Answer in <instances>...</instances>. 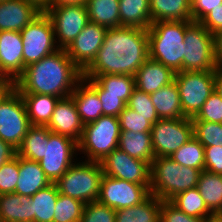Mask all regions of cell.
I'll use <instances>...</instances> for the list:
<instances>
[{
  "instance_id": "15",
  "label": "cell",
  "mask_w": 222,
  "mask_h": 222,
  "mask_svg": "<svg viewBox=\"0 0 222 222\" xmlns=\"http://www.w3.org/2000/svg\"><path fill=\"white\" fill-rule=\"evenodd\" d=\"M104 175L151 187V164L115 148L101 162Z\"/></svg>"
},
{
  "instance_id": "14",
  "label": "cell",
  "mask_w": 222,
  "mask_h": 222,
  "mask_svg": "<svg viewBox=\"0 0 222 222\" xmlns=\"http://www.w3.org/2000/svg\"><path fill=\"white\" fill-rule=\"evenodd\" d=\"M150 188L104 175L101 181L98 202L115 211L132 207L142 203L151 195Z\"/></svg>"
},
{
  "instance_id": "31",
  "label": "cell",
  "mask_w": 222,
  "mask_h": 222,
  "mask_svg": "<svg viewBox=\"0 0 222 222\" xmlns=\"http://www.w3.org/2000/svg\"><path fill=\"white\" fill-rule=\"evenodd\" d=\"M89 22L107 29L120 27L119 0H87Z\"/></svg>"
},
{
  "instance_id": "9",
  "label": "cell",
  "mask_w": 222,
  "mask_h": 222,
  "mask_svg": "<svg viewBox=\"0 0 222 222\" xmlns=\"http://www.w3.org/2000/svg\"><path fill=\"white\" fill-rule=\"evenodd\" d=\"M20 32L23 41V73L28 65L60 49L56 45L51 20L44 11Z\"/></svg>"
},
{
  "instance_id": "36",
  "label": "cell",
  "mask_w": 222,
  "mask_h": 222,
  "mask_svg": "<svg viewBox=\"0 0 222 222\" xmlns=\"http://www.w3.org/2000/svg\"><path fill=\"white\" fill-rule=\"evenodd\" d=\"M170 158L181 166L204 170V146L194 136L176 150Z\"/></svg>"
},
{
  "instance_id": "17",
  "label": "cell",
  "mask_w": 222,
  "mask_h": 222,
  "mask_svg": "<svg viewBox=\"0 0 222 222\" xmlns=\"http://www.w3.org/2000/svg\"><path fill=\"white\" fill-rule=\"evenodd\" d=\"M52 133L69 137L79 142L84 124L81 122L76 104L71 96L59 99L51 120L46 126Z\"/></svg>"
},
{
  "instance_id": "25",
  "label": "cell",
  "mask_w": 222,
  "mask_h": 222,
  "mask_svg": "<svg viewBox=\"0 0 222 222\" xmlns=\"http://www.w3.org/2000/svg\"><path fill=\"white\" fill-rule=\"evenodd\" d=\"M77 107L81 122L87 124L102 115V103L98 94L82 79L70 95Z\"/></svg>"
},
{
  "instance_id": "34",
  "label": "cell",
  "mask_w": 222,
  "mask_h": 222,
  "mask_svg": "<svg viewBox=\"0 0 222 222\" xmlns=\"http://www.w3.org/2000/svg\"><path fill=\"white\" fill-rule=\"evenodd\" d=\"M51 133L46 126H31L17 149V155L40 162L44 157L45 138Z\"/></svg>"
},
{
  "instance_id": "30",
  "label": "cell",
  "mask_w": 222,
  "mask_h": 222,
  "mask_svg": "<svg viewBox=\"0 0 222 222\" xmlns=\"http://www.w3.org/2000/svg\"><path fill=\"white\" fill-rule=\"evenodd\" d=\"M161 203L151 194L140 204L116 210L115 222H160Z\"/></svg>"
},
{
  "instance_id": "32",
  "label": "cell",
  "mask_w": 222,
  "mask_h": 222,
  "mask_svg": "<svg viewBox=\"0 0 222 222\" xmlns=\"http://www.w3.org/2000/svg\"><path fill=\"white\" fill-rule=\"evenodd\" d=\"M197 189L212 213H222V174L202 170Z\"/></svg>"
},
{
  "instance_id": "12",
  "label": "cell",
  "mask_w": 222,
  "mask_h": 222,
  "mask_svg": "<svg viewBox=\"0 0 222 222\" xmlns=\"http://www.w3.org/2000/svg\"><path fill=\"white\" fill-rule=\"evenodd\" d=\"M44 12L51 20L60 49H66L89 23L84 3L49 7Z\"/></svg>"
},
{
  "instance_id": "44",
  "label": "cell",
  "mask_w": 222,
  "mask_h": 222,
  "mask_svg": "<svg viewBox=\"0 0 222 222\" xmlns=\"http://www.w3.org/2000/svg\"><path fill=\"white\" fill-rule=\"evenodd\" d=\"M160 222H202V218L189 216L178 209L170 201H162Z\"/></svg>"
},
{
  "instance_id": "49",
  "label": "cell",
  "mask_w": 222,
  "mask_h": 222,
  "mask_svg": "<svg viewBox=\"0 0 222 222\" xmlns=\"http://www.w3.org/2000/svg\"><path fill=\"white\" fill-rule=\"evenodd\" d=\"M17 150L0 138V167L15 157Z\"/></svg>"
},
{
  "instance_id": "35",
  "label": "cell",
  "mask_w": 222,
  "mask_h": 222,
  "mask_svg": "<svg viewBox=\"0 0 222 222\" xmlns=\"http://www.w3.org/2000/svg\"><path fill=\"white\" fill-rule=\"evenodd\" d=\"M169 201L189 216L204 218L213 214L207 208L197 187L180 192Z\"/></svg>"
},
{
  "instance_id": "47",
  "label": "cell",
  "mask_w": 222,
  "mask_h": 222,
  "mask_svg": "<svg viewBox=\"0 0 222 222\" xmlns=\"http://www.w3.org/2000/svg\"><path fill=\"white\" fill-rule=\"evenodd\" d=\"M222 4V0H191L192 21L200 22L211 10Z\"/></svg>"
},
{
  "instance_id": "11",
  "label": "cell",
  "mask_w": 222,
  "mask_h": 222,
  "mask_svg": "<svg viewBox=\"0 0 222 222\" xmlns=\"http://www.w3.org/2000/svg\"><path fill=\"white\" fill-rule=\"evenodd\" d=\"M193 136L191 118L159 119L151 129L154 156L170 157Z\"/></svg>"
},
{
  "instance_id": "43",
  "label": "cell",
  "mask_w": 222,
  "mask_h": 222,
  "mask_svg": "<svg viewBox=\"0 0 222 222\" xmlns=\"http://www.w3.org/2000/svg\"><path fill=\"white\" fill-rule=\"evenodd\" d=\"M116 211L98 201L85 204L80 222H115Z\"/></svg>"
},
{
  "instance_id": "55",
  "label": "cell",
  "mask_w": 222,
  "mask_h": 222,
  "mask_svg": "<svg viewBox=\"0 0 222 222\" xmlns=\"http://www.w3.org/2000/svg\"><path fill=\"white\" fill-rule=\"evenodd\" d=\"M202 222H222V213H213L210 216L204 217Z\"/></svg>"
},
{
  "instance_id": "2",
  "label": "cell",
  "mask_w": 222,
  "mask_h": 222,
  "mask_svg": "<svg viewBox=\"0 0 222 222\" xmlns=\"http://www.w3.org/2000/svg\"><path fill=\"white\" fill-rule=\"evenodd\" d=\"M82 78V70L65 49H59L25 67L24 73L15 81V88L20 94L51 95L62 99L72 94Z\"/></svg>"
},
{
  "instance_id": "23",
  "label": "cell",
  "mask_w": 222,
  "mask_h": 222,
  "mask_svg": "<svg viewBox=\"0 0 222 222\" xmlns=\"http://www.w3.org/2000/svg\"><path fill=\"white\" fill-rule=\"evenodd\" d=\"M31 197L16 193L0 194V222H34Z\"/></svg>"
},
{
  "instance_id": "3",
  "label": "cell",
  "mask_w": 222,
  "mask_h": 222,
  "mask_svg": "<svg viewBox=\"0 0 222 222\" xmlns=\"http://www.w3.org/2000/svg\"><path fill=\"white\" fill-rule=\"evenodd\" d=\"M193 21H156L148 31L149 58L174 73L183 71L186 28Z\"/></svg>"
},
{
  "instance_id": "45",
  "label": "cell",
  "mask_w": 222,
  "mask_h": 222,
  "mask_svg": "<svg viewBox=\"0 0 222 222\" xmlns=\"http://www.w3.org/2000/svg\"><path fill=\"white\" fill-rule=\"evenodd\" d=\"M102 103V112L106 116L118 117L125 109L126 103L122 100V95L98 94Z\"/></svg>"
},
{
  "instance_id": "52",
  "label": "cell",
  "mask_w": 222,
  "mask_h": 222,
  "mask_svg": "<svg viewBox=\"0 0 222 222\" xmlns=\"http://www.w3.org/2000/svg\"><path fill=\"white\" fill-rule=\"evenodd\" d=\"M15 87L14 81H0V102Z\"/></svg>"
},
{
  "instance_id": "7",
  "label": "cell",
  "mask_w": 222,
  "mask_h": 222,
  "mask_svg": "<svg viewBox=\"0 0 222 222\" xmlns=\"http://www.w3.org/2000/svg\"><path fill=\"white\" fill-rule=\"evenodd\" d=\"M183 71H215L214 35L200 22H192L185 31Z\"/></svg>"
},
{
  "instance_id": "28",
  "label": "cell",
  "mask_w": 222,
  "mask_h": 222,
  "mask_svg": "<svg viewBox=\"0 0 222 222\" xmlns=\"http://www.w3.org/2000/svg\"><path fill=\"white\" fill-rule=\"evenodd\" d=\"M118 148L129 156L151 164L154 156L151 132L121 131Z\"/></svg>"
},
{
  "instance_id": "18",
  "label": "cell",
  "mask_w": 222,
  "mask_h": 222,
  "mask_svg": "<svg viewBox=\"0 0 222 222\" xmlns=\"http://www.w3.org/2000/svg\"><path fill=\"white\" fill-rule=\"evenodd\" d=\"M0 67L14 82L23 74V41L19 31H0Z\"/></svg>"
},
{
  "instance_id": "20",
  "label": "cell",
  "mask_w": 222,
  "mask_h": 222,
  "mask_svg": "<svg viewBox=\"0 0 222 222\" xmlns=\"http://www.w3.org/2000/svg\"><path fill=\"white\" fill-rule=\"evenodd\" d=\"M174 76L175 73L170 68L148 58L134 75L135 87L151 94L173 82Z\"/></svg>"
},
{
  "instance_id": "46",
  "label": "cell",
  "mask_w": 222,
  "mask_h": 222,
  "mask_svg": "<svg viewBox=\"0 0 222 222\" xmlns=\"http://www.w3.org/2000/svg\"><path fill=\"white\" fill-rule=\"evenodd\" d=\"M204 152H205L204 170L216 174H222V147L207 146L204 147Z\"/></svg>"
},
{
  "instance_id": "29",
  "label": "cell",
  "mask_w": 222,
  "mask_h": 222,
  "mask_svg": "<svg viewBox=\"0 0 222 222\" xmlns=\"http://www.w3.org/2000/svg\"><path fill=\"white\" fill-rule=\"evenodd\" d=\"M26 112L33 126H47L60 98L51 95L21 94Z\"/></svg>"
},
{
  "instance_id": "26",
  "label": "cell",
  "mask_w": 222,
  "mask_h": 222,
  "mask_svg": "<svg viewBox=\"0 0 222 222\" xmlns=\"http://www.w3.org/2000/svg\"><path fill=\"white\" fill-rule=\"evenodd\" d=\"M151 22L192 21L191 0H150Z\"/></svg>"
},
{
  "instance_id": "40",
  "label": "cell",
  "mask_w": 222,
  "mask_h": 222,
  "mask_svg": "<svg viewBox=\"0 0 222 222\" xmlns=\"http://www.w3.org/2000/svg\"><path fill=\"white\" fill-rule=\"evenodd\" d=\"M118 118L121 131L151 132L152 124L148 121V117H143L127 106Z\"/></svg>"
},
{
  "instance_id": "24",
  "label": "cell",
  "mask_w": 222,
  "mask_h": 222,
  "mask_svg": "<svg viewBox=\"0 0 222 222\" xmlns=\"http://www.w3.org/2000/svg\"><path fill=\"white\" fill-rule=\"evenodd\" d=\"M150 98L159 119L186 118L182 111L179 90L175 81L151 93Z\"/></svg>"
},
{
  "instance_id": "56",
  "label": "cell",
  "mask_w": 222,
  "mask_h": 222,
  "mask_svg": "<svg viewBox=\"0 0 222 222\" xmlns=\"http://www.w3.org/2000/svg\"><path fill=\"white\" fill-rule=\"evenodd\" d=\"M0 81H13V80H11V79H7V78L3 75L2 71H1V67H0Z\"/></svg>"
},
{
  "instance_id": "42",
  "label": "cell",
  "mask_w": 222,
  "mask_h": 222,
  "mask_svg": "<svg viewBox=\"0 0 222 222\" xmlns=\"http://www.w3.org/2000/svg\"><path fill=\"white\" fill-rule=\"evenodd\" d=\"M192 121H208L222 124V98L214 90Z\"/></svg>"
},
{
  "instance_id": "37",
  "label": "cell",
  "mask_w": 222,
  "mask_h": 222,
  "mask_svg": "<svg viewBox=\"0 0 222 222\" xmlns=\"http://www.w3.org/2000/svg\"><path fill=\"white\" fill-rule=\"evenodd\" d=\"M85 204L80 200L58 194L53 222H80Z\"/></svg>"
},
{
  "instance_id": "54",
  "label": "cell",
  "mask_w": 222,
  "mask_h": 222,
  "mask_svg": "<svg viewBox=\"0 0 222 222\" xmlns=\"http://www.w3.org/2000/svg\"><path fill=\"white\" fill-rule=\"evenodd\" d=\"M34 4L39 10L45 11L49 8V0H26Z\"/></svg>"
},
{
  "instance_id": "8",
  "label": "cell",
  "mask_w": 222,
  "mask_h": 222,
  "mask_svg": "<svg viewBox=\"0 0 222 222\" xmlns=\"http://www.w3.org/2000/svg\"><path fill=\"white\" fill-rule=\"evenodd\" d=\"M214 72L180 71L175 73L174 81L179 90L182 111L186 118H194L215 90Z\"/></svg>"
},
{
  "instance_id": "39",
  "label": "cell",
  "mask_w": 222,
  "mask_h": 222,
  "mask_svg": "<svg viewBox=\"0 0 222 222\" xmlns=\"http://www.w3.org/2000/svg\"><path fill=\"white\" fill-rule=\"evenodd\" d=\"M126 106L143 117H148V121L152 125L159 120L154 104L151 101L150 94L144 93L136 87L133 89L132 95Z\"/></svg>"
},
{
  "instance_id": "50",
  "label": "cell",
  "mask_w": 222,
  "mask_h": 222,
  "mask_svg": "<svg viewBox=\"0 0 222 222\" xmlns=\"http://www.w3.org/2000/svg\"><path fill=\"white\" fill-rule=\"evenodd\" d=\"M214 50L217 66L222 67V31L214 35Z\"/></svg>"
},
{
  "instance_id": "19",
  "label": "cell",
  "mask_w": 222,
  "mask_h": 222,
  "mask_svg": "<svg viewBox=\"0 0 222 222\" xmlns=\"http://www.w3.org/2000/svg\"><path fill=\"white\" fill-rule=\"evenodd\" d=\"M42 11L26 0L0 1V31H21Z\"/></svg>"
},
{
  "instance_id": "6",
  "label": "cell",
  "mask_w": 222,
  "mask_h": 222,
  "mask_svg": "<svg viewBox=\"0 0 222 222\" xmlns=\"http://www.w3.org/2000/svg\"><path fill=\"white\" fill-rule=\"evenodd\" d=\"M120 122L115 116L102 115L98 120L84 124L78 151L87 156V161L101 162L118 148Z\"/></svg>"
},
{
  "instance_id": "10",
  "label": "cell",
  "mask_w": 222,
  "mask_h": 222,
  "mask_svg": "<svg viewBox=\"0 0 222 222\" xmlns=\"http://www.w3.org/2000/svg\"><path fill=\"white\" fill-rule=\"evenodd\" d=\"M31 126L25 103L14 87L0 102V138L17 150Z\"/></svg>"
},
{
  "instance_id": "51",
  "label": "cell",
  "mask_w": 222,
  "mask_h": 222,
  "mask_svg": "<svg viewBox=\"0 0 222 222\" xmlns=\"http://www.w3.org/2000/svg\"><path fill=\"white\" fill-rule=\"evenodd\" d=\"M214 87L215 91L222 98V67L217 66L214 72Z\"/></svg>"
},
{
  "instance_id": "22",
  "label": "cell",
  "mask_w": 222,
  "mask_h": 222,
  "mask_svg": "<svg viewBox=\"0 0 222 222\" xmlns=\"http://www.w3.org/2000/svg\"><path fill=\"white\" fill-rule=\"evenodd\" d=\"M97 94L122 95L127 104L133 89L135 77L131 75L103 74L95 78H82Z\"/></svg>"
},
{
  "instance_id": "1",
  "label": "cell",
  "mask_w": 222,
  "mask_h": 222,
  "mask_svg": "<svg viewBox=\"0 0 222 222\" xmlns=\"http://www.w3.org/2000/svg\"><path fill=\"white\" fill-rule=\"evenodd\" d=\"M149 58L148 31L134 27L108 29L96 58L83 71V78L116 74L134 76Z\"/></svg>"
},
{
  "instance_id": "4",
  "label": "cell",
  "mask_w": 222,
  "mask_h": 222,
  "mask_svg": "<svg viewBox=\"0 0 222 222\" xmlns=\"http://www.w3.org/2000/svg\"><path fill=\"white\" fill-rule=\"evenodd\" d=\"M201 170L181 166L170 157H155L151 162L150 193L162 201L197 187Z\"/></svg>"
},
{
  "instance_id": "38",
  "label": "cell",
  "mask_w": 222,
  "mask_h": 222,
  "mask_svg": "<svg viewBox=\"0 0 222 222\" xmlns=\"http://www.w3.org/2000/svg\"><path fill=\"white\" fill-rule=\"evenodd\" d=\"M194 137L204 146L222 147V124L208 121H192Z\"/></svg>"
},
{
  "instance_id": "21",
  "label": "cell",
  "mask_w": 222,
  "mask_h": 222,
  "mask_svg": "<svg viewBox=\"0 0 222 222\" xmlns=\"http://www.w3.org/2000/svg\"><path fill=\"white\" fill-rule=\"evenodd\" d=\"M40 163L19 156V178L15 193L31 197L40 189L50 185Z\"/></svg>"
},
{
  "instance_id": "5",
  "label": "cell",
  "mask_w": 222,
  "mask_h": 222,
  "mask_svg": "<svg viewBox=\"0 0 222 222\" xmlns=\"http://www.w3.org/2000/svg\"><path fill=\"white\" fill-rule=\"evenodd\" d=\"M103 176L100 162L75 161L55 184L59 193L88 204L98 201Z\"/></svg>"
},
{
  "instance_id": "16",
  "label": "cell",
  "mask_w": 222,
  "mask_h": 222,
  "mask_svg": "<svg viewBox=\"0 0 222 222\" xmlns=\"http://www.w3.org/2000/svg\"><path fill=\"white\" fill-rule=\"evenodd\" d=\"M107 28L89 22L65 49L71 60L82 70L92 63L100 50Z\"/></svg>"
},
{
  "instance_id": "33",
  "label": "cell",
  "mask_w": 222,
  "mask_h": 222,
  "mask_svg": "<svg viewBox=\"0 0 222 222\" xmlns=\"http://www.w3.org/2000/svg\"><path fill=\"white\" fill-rule=\"evenodd\" d=\"M58 194L56 184L51 183L31 196L32 214H35L34 222H53Z\"/></svg>"
},
{
  "instance_id": "53",
  "label": "cell",
  "mask_w": 222,
  "mask_h": 222,
  "mask_svg": "<svg viewBox=\"0 0 222 222\" xmlns=\"http://www.w3.org/2000/svg\"><path fill=\"white\" fill-rule=\"evenodd\" d=\"M86 1L87 0H49V7L80 4V3H85Z\"/></svg>"
},
{
  "instance_id": "27",
  "label": "cell",
  "mask_w": 222,
  "mask_h": 222,
  "mask_svg": "<svg viewBox=\"0 0 222 222\" xmlns=\"http://www.w3.org/2000/svg\"><path fill=\"white\" fill-rule=\"evenodd\" d=\"M120 27L148 29L151 22L150 0H119Z\"/></svg>"
},
{
  "instance_id": "41",
  "label": "cell",
  "mask_w": 222,
  "mask_h": 222,
  "mask_svg": "<svg viewBox=\"0 0 222 222\" xmlns=\"http://www.w3.org/2000/svg\"><path fill=\"white\" fill-rule=\"evenodd\" d=\"M18 178L19 156L16 154L0 167V194L15 193Z\"/></svg>"
},
{
  "instance_id": "13",
  "label": "cell",
  "mask_w": 222,
  "mask_h": 222,
  "mask_svg": "<svg viewBox=\"0 0 222 222\" xmlns=\"http://www.w3.org/2000/svg\"><path fill=\"white\" fill-rule=\"evenodd\" d=\"M75 151H78V144L69 137L51 132L45 138L44 157L39 163L51 183H55L74 164Z\"/></svg>"
},
{
  "instance_id": "48",
  "label": "cell",
  "mask_w": 222,
  "mask_h": 222,
  "mask_svg": "<svg viewBox=\"0 0 222 222\" xmlns=\"http://www.w3.org/2000/svg\"><path fill=\"white\" fill-rule=\"evenodd\" d=\"M200 23L213 35L222 31V4L211 10Z\"/></svg>"
}]
</instances>
